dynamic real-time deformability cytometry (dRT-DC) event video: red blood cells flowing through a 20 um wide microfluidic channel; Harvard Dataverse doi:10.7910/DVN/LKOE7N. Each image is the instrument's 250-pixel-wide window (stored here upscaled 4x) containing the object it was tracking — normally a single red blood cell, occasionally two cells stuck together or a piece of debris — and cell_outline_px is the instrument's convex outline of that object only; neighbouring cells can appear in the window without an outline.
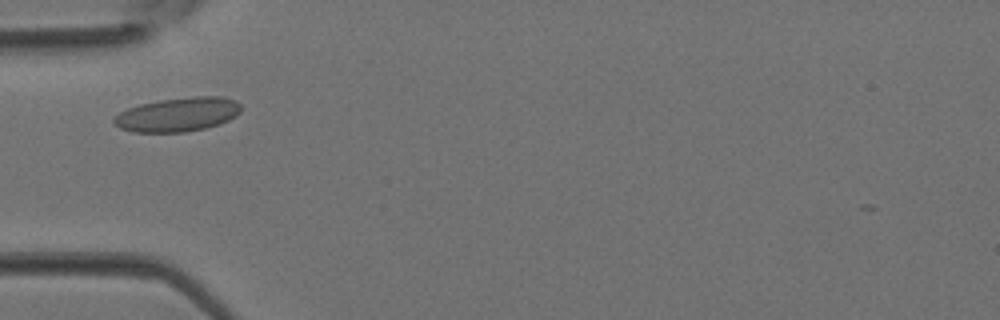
{"species": "Egyptian fruit bat (a non-hibernating species)", "species_latin": "Rousettus aegyptiacus", "temperature_condition": "room temperature", "stored_images_in_passage": 3, "camera_frame_rate_fps": 3000, "um_per_image_px": 0.085, "animal": {"sex": "female"}, "frame": {"image": 1, "passage_image": 2, "time_ms": 0.333, "image_size_px": [1000, 320], "cell_outline_px": [[240, 112], [236, 116], [220, 124], [204, 128], [184, 132], [132, 132], [120, 128], [112, 120], [120, 112], [128, 108], [140, 104], [160, 100], [192, 96], [220, 96], [236, 100], [240, 104]], "centroid_in_image_um": [15.13, 9.73], "position_along_channel_um": 69.9, "area_um2": 25.2}}
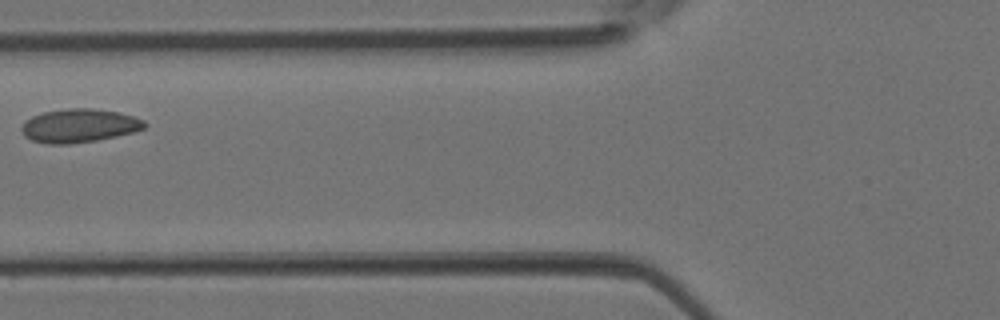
{"frame": {"image": 2, "passage_image": 3, "time_ms": 0.667, "image_size_px": [1000, 320], "cell_outline_px": [[148, 124], [144, 128], [132, 132], [116, 136], [96, 140], [68, 144], [48, 144], [32, 140], [24, 136], [20, 128], [24, 120], [32, 116], [44, 112], [68, 108], [92, 108], [120, 112], [144, 120]], "centroid_in_image_um": [6.71, 10.67], "position_along_channel_um": 119.1, "area_um2": 24.1}}